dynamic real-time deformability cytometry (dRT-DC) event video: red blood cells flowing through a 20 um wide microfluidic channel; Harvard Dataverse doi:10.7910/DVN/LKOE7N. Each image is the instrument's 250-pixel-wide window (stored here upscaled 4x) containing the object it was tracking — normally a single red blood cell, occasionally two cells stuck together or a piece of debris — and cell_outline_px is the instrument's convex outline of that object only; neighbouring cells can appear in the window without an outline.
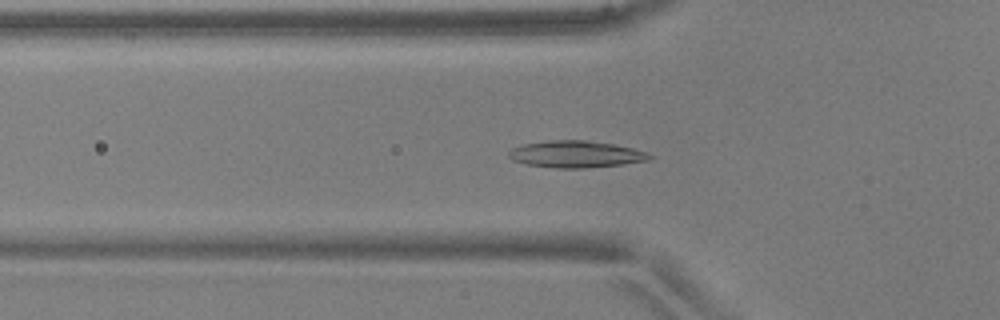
{"species": "common noctule bat (a hibernating species)", "species_latin": "Nyctalus noctula", "temperature_condition": "warm", "stored_images_in_passage": 53, "camera_frame_rate_fps": 3000, "um_per_image_px": 0.085, "animal": {"sex": "male", "body_mass_g": 17.9, "forearm_length_mm": 54.2}, "frame": {"image": 1, "passage_image": 18, "time_ms": 5.667, "image_size_px": [1000, 320], "cell_outline_px": [[652, 160], [624, 164], [584, 168], [556, 168], [528, 164], [512, 160], [508, 156], [508, 152], [512, 148], [524, 144], [552, 140], [584, 140], [612, 144], [632, 148], [648, 152], [652, 156]], "centroid_in_image_um": [48.98, 13.11], "position_along_channel_um": 76.8, "area_um2": 21.91}}
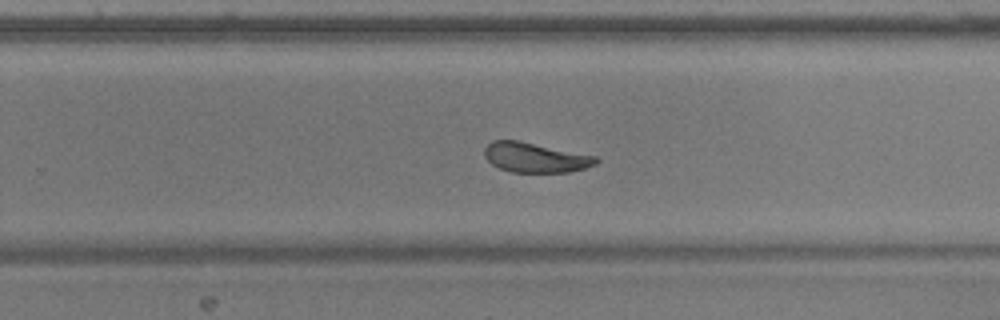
{"frame": {"image": 2, "passage_image": 34, "time_ms": 11.0, "image_size_px": [1000, 320], "cell_outline_px": [[600, 160], [596, 164], [584, 168], [568, 172], [512, 172], [500, 168], [492, 164], [484, 156], [484, 148], [492, 140], [520, 140], [596, 156]], "centroid_in_image_um": [45.49, 13.38], "position_along_channel_um": 284.3, "area_um2": 19.42}}
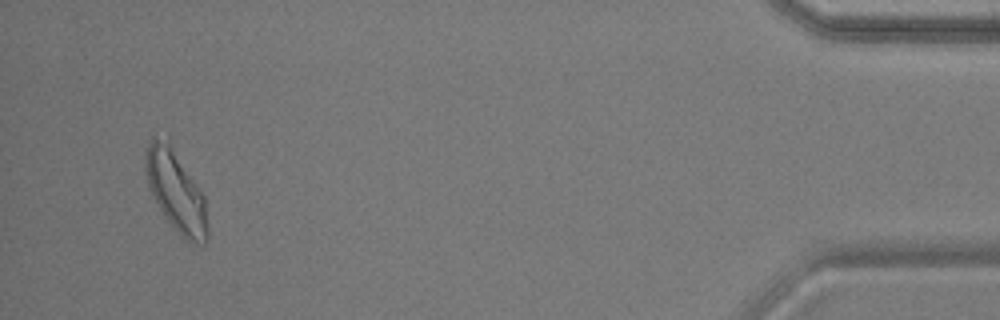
{"frame": {"image": 3, "passage_image": 50, "time_ms": 16.333, "image_size_px": [1000, 320], "cell_outline_px": [[208, 240], [204, 244], [192, 244], [184, 240], [180, 236], [164, 216], [152, 196], [148, 188], [144, 172], [144, 156], [148, 144], [152, 136], [168, 140], [204, 196], [208, 228]], "centroid_in_image_um": [14.93, 16.29], "position_along_channel_um": 420.3, "area_um2": 29.59}}